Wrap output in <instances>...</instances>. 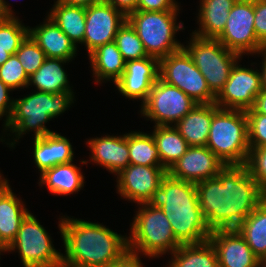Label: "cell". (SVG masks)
Returning a JSON list of instances; mask_svg holds the SVG:
<instances>
[{
  "label": "cell",
  "instance_id": "7",
  "mask_svg": "<svg viewBox=\"0 0 266 267\" xmlns=\"http://www.w3.org/2000/svg\"><path fill=\"white\" fill-rule=\"evenodd\" d=\"M180 11H133L127 21L135 29L147 55L158 60L182 49L183 43L176 37L185 30L179 21Z\"/></svg>",
  "mask_w": 266,
  "mask_h": 267
},
{
  "label": "cell",
  "instance_id": "48",
  "mask_svg": "<svg viewBox=\"0 0 266 267\" xmlns=\"http://www.w3.org/2000/svg\"><path fill=\"white\" fill-rule=\"evenodd\" d=\"M11 56L9 49L0 46V66Z\"/></svg>",
  "mask_w": 266,
  "mask_h": 267
},
{
  "label": "cell",
  "instance_id": "33",
  "mask_svg": "<svg viewBox=\"0 0 266 267\" xmlns=\"http://www.w3.org/2000/svg\"><path fill=\"white\" fill-rule=\"evenodd\" d=\"M28 27L18 16H0V46L15 55L28 35Z\"/></svg>",
  "mask_w": 266,
  "mask_h": 267
},
{
  "label": "cell",
  "instance_id": "29",
  "mask_svg": "<svg viewBox=\"0 0 266 267\" xmlns=\"http://www.w3.org/2000/svg\"><path fill=\"white\" fill-rule=\"evenodd\" d=\"M170 255L165 267H219L216 250L209 240L199 244H181Z\"/></svg>",
  "mask_w": 266,
  "mask_h": 267
},
{
  "label": "cell",
  "instance_id": "28",
  "mask_svg": "<svg viewBox=\"0 0 266 267\" xmlns=\"http://www.w3.org/2000/svg\"><path fill=\"white\" fill-rule=\"evenodd\" d=\"M46 12L68 38L79 48L82 46L85 33L86 8L81 6L66 5L56 2Z\"/></svg>",
  "mask_w": 266,
  "mask_h": 267
},
{
  "label": "cell",
  "instance_id": "49",
  "mask_svg": "<svg viewBox=\"0 0 266 267\" xmlns=\"http://www.w3.org/2000/svg\"><path fill=\"white\" fill-rule=\"evenodd\" d=\"M3 253H7V247L0 241V255H4ZM1 260V256H0Z\"/></svg>",
  "mask_w": 266,
  "mask_h": 267
},
{
  "label": "cell",
  "instance_id": "2",
  "mask_svg": "<svg viewBox=\"0 0 266 267\" xmlns=\"http://www.w3.org/2000/svg\"><path fill=\"white\" fill-rule=\"evenodd\" d=\"M61 215L57 219L65 253L62 267H107L129 251L127 234L100 222Z\"/></svg>",
  "mask_w": 266,
  "mask_h": 267
},
{
  "label": "cell",
  "instance_id": "19",
  "mask_svg": "<svg viewBox=\"0 0 266 267\" xmlns=\"http://www.w3.org/2000/svg\"><path fill=\"white\" fill-rule=\"evenodd\" d=\"M208 240L214 246L219 267H257L259 259L237 229H217Z\"/></svg>",
  "mask_w": 266,
  "mask_h": 267
},
{
  "label": "cell",
  "instance_id": "18",
  "mask_svg": "<svg viewBox=\"0 0 266 267\" xmlns=\"http://www.w3.org/2000/svg\"><path fill=\"white\" fill-rule=\"evenodd\" d=\"M224 167L225 164L207 146H190L167 173L196 184L216 177Z\"/></svg>",
  "mask_w": 266,
  "mask_h": 267
},
{
  "label": "cell",
  "instance_id": "9",
  "mask_svg": "<svg viewBox=\"0 0 266 267\" xmlns=\"http://www.w3.org/2000/svg\"><path fill=\"white\" fill-rule=\"evenodd\" d=\"M53 242L51 234L30 211L7 253L17 252L23 267H62V252Z\"/></svg>",
  "mask_w": 266,
  "mask_h": 267
},
{
  "label": "cell",
  "instance_id": "46",
  "mask_svg": "<svg viewBox=\"0 0 266 267\" xmlns=\"http://www.w3.org/2000/svg\"><path fill=\"white\" fill-rule=\"evenodd\" d=\"M255 56L262 58L261 62L259 63V70L261 73V88L266 89V49L262 52H259Z\"/></svg>",
  "mask_w": 266,
  "mask_h": 267
},
{
  "label": "cell",
  "instance_id": "27",
  "mask_svg": "<svg viewBox=\"0 0 266 267\" xmlns=\"http://www.w3.org/2000/svg\"><path fill=\"white\" fill-rule=\"evenodd\" d=\"M213 117V104H197L174 127L189 146H206Z\"/></svg>",
  "mask_w": 266,
  "mask_h": 267
},
{
  "label": "cell",
  "instance_id": "40",
  "mask_svg": "<svg viewBox=\"0 0 266 267\" xmlns=\"http://www.w3.org/2000/svg\"><path fill=\"white\" fill-rule=\"evenodd\" d=\"M180 4L176 0H138L136 11H180Z\"/></svg>",
  "mask_w": 266,
  "mask_h": 267
},
{
  "label": "cell",
  "instance_id": "34",
  "mask_svg": "<svg viewBox=\"0 0 266 267\" xmlns=\"http://www.w3.org/2000/svg\"><path fill=\"white\" fill-rule=\"evenodd\" d=\"M115 42L125 61L148 57L142 41L127 20L119 28Z\"/></svg>",
  "mask_w": 266,
  "mask_h": 267
},
{
  "label": "cell",
  "instance_id": "4",
  "mask_svg": "<svg viewBox=\"0 0 266 267\" xmlns=\"http://www.w3.org/2000/svg\"><path fill=\"white\" fill-rule=\"evenodd\" d=\"M75 94L74 91L51 94L32 90L22 95L23 98H14L13 110L7 123L2 127L0 142H4L10 149H15L26 133L30 134L29 132L33 131L34 138L54 133L55 131L48 129L46 124L71 108L76 101Z\"/></svg>",
  "mask_w": 266,
  "mask_h": 267
},
{
  "label": "cell",
  "instance_id": "31",
  "mask_svg": "<svg viewBox=\"0 0 266 267\" xmlns=\"http://www.w3.org/2000/svg\"><path fill=\"white\" fill-rule=\"evenodd\" d=\"M236 229L259 260L266 258V198Z\"/></svg>",
  "mask_w": 266,
  "mask_h": 267
},
{
  "label": "cell",
  "instance_id": "22",
  "mask_svg": "<svg viewBox=\"0 0 266 267\" xmlns=\"http://www.w3.org/2000/svg\"><path fill=\"white\" fill-rule=\"evenodd\" d=\"M9 181L5 178L0 183V241L7 248L14 241L23 219L30 212L26 202L13 192Z\"/></svg>",
  "mask_w": 266,
  "mask_h": 267
},
{
  "label": "cell",
  "instance_id": "43",
  "mask_svg": "<svg viewBox=\"0 0 266 267\" xmlns=\"http://www.w3.org/2000/svg\"><path fill=\"white\" fill-rule=\"evenodd\" d=\"M105 2L122 11L126 16L136 11L138 4V0H105Z\"/></svg>",
  "mask_w": 266,
  "mask_h": 267
},
{
  "label": "cell",
  "instance_id": "6",
  "mask_svg": "<svg viewBox=\"0 0 266 267\" xmlns=\"http://www.w3.org/2000/svg\"><path fill=\"white\" fill-rule=\"evenodd\" d=\"M206 146L225 166L246 165L250 152L246 111L219 108L213 103Z\"/></svg>",
  "mask_w": 266,
  "mask_h": 267
},
{
  "label": "cell",
  "instance_id": "15",
  "mask_svg": "<svg viewBox=\"0 0 266 267\" xmlns=\"http://www.w3.org/2000/svg\"><path fill=\"white\" fill-rule=\"evenodd\" d=\"M83 46L89 55L97 47L115 41L127 16L111 4L101 2L86 8Z\"/></svg>",
  "mask_w": 266,
  "mask_h": 267
},
{
  "label": "cell",
  "instance_id": "14",
  "mask_svg": "<svg viewBox=\"0 0 266 267\" xmlns=\"http://www.w3.org/2000/svg\"><path fill=\"white\" fill-rule=\"evenodd\" d=\"M167 174L162 166H143L129 164L122 169L116 179V193L121 199L131 203H147L152 194L160 187Z\"/></svg>",
  "mask_w": 266,
  "mask_h": 267
},
{
  "label": "cell",
  "instance_id": "38",
  "mask_svg": "<svg viewBox=\"0 0 266 267\" xmlns=\"http://www.w3.org/2000/svg\"><path fill=\"white\" fill-rule=\"evenodd\" d=\"M248 121L249 148L266 147V115L246 113Z\"/></svg>",
  "mask_w": 266,
  "mask_h": 267
},
{
  "label": "cell",
  "instance_id": "16",
  "mask_svg": "<svg viewBox=\"0 0 266 267\" xmlns=\"http://www.w3.org/2000/svg\"><path fill=\"white\" fill-rule=\"evenodd\" d=\"M159 78V60L154 57L126 61L122 77L114 84L125 99L141 105L147 100L152 85Z\"/></svg>",
  "mask_w": 266,
  "mask_h": 267
},
{
  "label": "cell",
  "instance_id": "32",
  "mask_svg": "<svg viewBox=\"0 0 266 267\" xmlns=\"http://www.w3.org/2000/svg\"><path fill=\"white\" fill-rule=\"evenodd\" d=\"M148 132L142 130L128 132L130 164L162 166L155 140Z\"/></svg>",
  "mask_w": 266,
  "mask_h": 267
},
{
  "label": "cell",
  "instance_id": "11",
  "mask_svg": "<svg viewBox=\"0 0 266 267\" xmlns=\"http://www.w3.org/2000/svg\"><path fill=\"white\" fill-rule=\"evenodd\" d=\"M197 104L179 88L158 78L147 100L139 105V112L141 118L150 120L153 126H174Z\"/></svg>",
  "mask_w": 266,
  "mask_h": 267
},
{
  "label": "cell",
  "instance_id": "5",
  "mask_svg": "<svg viewBox=\"0 0 266 267\" xmlns=\"http://www.w3.org/2000/svg\"><path fill=\"white\" fill-rule=\"evenodd\" d=\"M128 233L129 251L148 260L173 253L181 243L175 238L169 219L161 208L137 204Z\"/></svg>",
  "mask_w": 266,
  "mask_h": 267
},
{
  "label": "cell",
  "instance_id": "20",
  "mask_svg": "<svg viewBox=\"0 0 266 267\" xmlns=\"http://www.w3.org/2000/svg\"><path fill=\"white\" fill-rule=\"evenodd\" d=\"M32 140L33 163L39 174L58 164L74 161V146L61 133L54 132L46 134L43 137L32 138Z\"/></svg>",
  "mask_w": 266,
  "mask_h": 267
},
{
  "label": "cell",
  "instance_id": "8",
  "mask_svg": "<svg viewBox=\"0 0 266 267\" xmlns=\"http://www.w3.org/2000/svg\"><path fill=\"white\" fill-rule=\"evenodd\" d=\"M183 49L205 77L210 91L216 96L227 82L235 63L242 57L227 49L217 39L201 38L190 33Z\"/></svg>",
  "mask_w": 266,
  "mask_h": 267
},
{
  "label": "cell",
  "instance_id": "23",
  "mask_svg": "<svg viewBox=\"0 0 266 267\" xmlns=\"http://www.w3.org/2000/svg\"><path fill=\"white\" fill-rule=\"evenodd\" d=\"M58 164L39 175V187H46L51 195L70 196L84 188L85 176L75 162Z\"/></svg>",
  "mask_w": 266,
  "mask_h": 267
},
{
  "label": "cell",
  "instance_id": "10",
  "mask_svg": "<svg viewBox=\"0 0 266 267\" xmlns=\"http://www.w3.org/2000/svg\"><path fill=\"white\" fill-rule=\"evenodd\" d=\"M159 78L176 86L198 104L215 103V95L205 77L183 48L159 60Z\"/></svg>",
  "mask_w": 266,
  "mask_h": 267
},
{
  "label": "cell",
  "instance_id": "35",
  "mask_svg": "<svg viewBox=\"0 0 266 267\" xmlns=\"http://www.w3.org/2000/svg\"><path fill=\"white\" fill-rule=\"evenodd\" d=\"M15 55L28 77L34 74L47 58L45 52L37 45L29 34L22 41Z\"/></svg>",
  "mask_w": 266,
  "mask_h": 267
},
{
  "label": "cell",
  "instance_id": "37",
  "mask_svg": "<svg viewBox=\"0 0 266 267\" xmlns=\"http://www.w3.org/2000/svg\"><path fill=\"white\" fill-rule=\"evenodd\" d=\"M246 166L266 197V147L250 149Z\"/></svg>",
  "mask_w": 266,
  "mask_h": 267
},
{
  "label": "cell",
  "instance_id": "25",
  "mask_svg": "<svg viewBox=\"0 0 266 267\" xmlns=\"http://www.w3.org/2000/svg\"><path fill=\"white\" fill-rule=\"evenodd\" d=\"M237 0H199L198 29L192 34L201 38L216 39L223 31L228 15Z\"/></svg>",
  "mask_w": 266,
  "mask_h": 267
},
{
  "label": "cell",
  "instance_id": "39",
  "mask_svg": "<svg viewBox=\"0 0 266 267\" xmlns=\"http://www.w3.org/2000/svg\"><path fill=\"white\" fill-rule=\"evenodd\" d=\"M254 14L255 34L266 46V0H254Z\"/></svg>",
  "mask_w": 266,
  "mask_h": 267
},
{
  "label": "cell",
  "instance_id": "3",
  "mask_svg": "<svg viewBox=\"0 0 266 267\" xmlns=\"http://www.w3.org/2000/svg\"><path fill=\"white\" fill-rule=\"evenodd\" d=\"M147 204L161 208L181 244H199L210 237L212 231L201 213L195 183L167 173Z\"/></svg>",
  "mask_w": 266,
  "mask_h": 267
},
{
  "label": "cell",
  "instance_id": "42",
  "mask_svg": "<svg viewBox=\"0 0 266 267\" xmlns=\"http://www.w3.org/2000/svg\"><path fill=\"white\" fill-rule=\"evenodd\" d=\"M140 256L131 251H127L121 258L110 263L107 267H145Z\"/></svg>",
  "mask_w": 266,
  "mask_h": 267
},
{
  "label": "cell",
  "instance_id": "51",
  "mask_svg": "<svg viewBox=\"0 0 266 267\" xmlns=\"http://www.w3.org/2000/svg\"><path fill=\"white\" fill-rule=\"evenodd\" d=\"M5 179V177L3 176L2 172L0 171V183Z\"/></svg>",
  "mask_w": 266,
  "mask_h": 267
},
{
  "label": "cell",
  "instance_id": "45",
  "mask_svg": "<svg viewBox=\"0 0 266 267\" xmlns=\"http://www.w3.org/2000/svg\"><path fill=\"white\" fill-rule=\"evenodd\" d=\"M56 2L72 6H81L87 8L93 4L105 2V0H55Z\"/></svg>",
  "mask_w": 266,
  "mask_h": 267
},
{
  "label": "cell",
  "instance_id": "47",
  "mask_svg": "<svg viewBox=\"0 0 266 267\" xmlns=\"http://www.w3.org/2000/svg\"><path fill=\"white\" fill-rule=\"evenodd\" d=\"M7 0H0V16H16V13L12 10L11 3Z\"/></svg>",
  "mask_w": 266,
  "mask_h": 267
},
{
  "label": "cell",
  "instance_id": "30",
  "mask_svg": "<svg viewBox=\"0 0 266 267\" xmlns=\"http://www.w3.org/2000/svg\"><path fill=\"white\" fill-rule=\"evenodd\" d=\"M155 140L162 167L168 171L190 147L174 126H153L150 132Z\"/></svg>",
  "mask_w": 266,
  "mask_h": 267
},
{
  "label": "cell",
  "instance_id": "12",
  "mask_svg": "<svg viewBox=\"0 0 266 267\" xmlns=\"http://www.w3.org/2000/svg\"><path fill=\"white\" fill-rule=\"evenodd\" d=\"M254 0H237L229 12L224 31L216 38L232 52L254 56L266 49L254 29Z\"/></svg>",
  "mask_w": 266,
  "mask_h": 267
},
{
  "label": "cell",
  "instance_id": "1",
  "mask_svg": "<svg viewBox=\"0 0 266 267\" xmlns=\"http://www.w3.org/2000/svg\"><path fill=\"white\" fill-rule=\"evenodd\" d=\"M207 226L236 229L266 198L246 165H227L214 178L196 183Z\"/></svg>",
  "mask_w": 266,
  "mask_h": 267
},
{
  "label": "cell",
  "instance_id": "36",
  "mask_svg": "<svg viewBox=\"0 0 266 267\" xmlns=\"http://www.w3.org/2000/svg\"><path fill=\"white\" fill-rule=\"evenodd\" d=\"M0 80L13 91L27 88L29 77L16 55H11L0 66Z\"/></svg>",
  "mask_w": 266,
  "mask_h": 267
},
{
  "label": "cell",
  "instance_id": "13",
  "mask_svg": "<svg viewBox=\"0 0 266 267\" xmlns=\"http://www.w3.org/2000/svg\"><path fill=\"white\" fill-rule=\"evenodd\" d=\"M241 60L242 58L235 63L227 82L215 96V104L219 108L244 111L251 109L257 94L262 89L261 73L256 67L259 66L258 63L252 61L250 67L249 65L242 67Z\"/></svg>",
  "mask_w": 266,
  "mask_h": 267
},
{
  "label": "cell",
  "instance_id": "21",
  "mask_svg": "<svg viewBox=\"0 0 266 267\" xmlns=\"http://www.w3.org/2000/svg\"><path fill=\"white\" fill-rule=\"evenodd\" d=\"M43 21L42 24L28 27V34L45 52L46 57L75 60L79 52L76 45L49 16L46 15Z\"/></svg>",
  "mask_w": 266,
  "mask_h": 267
},
{
  "label": "cell",
  "instance_id": "26",
  "mask_svg": "<svg viewBox=\"0 0 266 267\" xmlns=\"http://www.w3.org/2000/svg\"><path fill=\"white\" fill-rule=\"evenodd\" d=\"M69 62L72 61L46 58L42 66L29 77L27 89L34 87L35 91L51 94L62 91H74L72 89L73 86H70L67 70L64 67Z\"/></svg>",
  "mask_w": 266,
  "mask_h": 267
},
{
  "label": "cell",
  "instance_id": "17",
  "mask_svg": "<svg viewBox=\"0 0 266 267\" xmlns=\"http://www.w3.org/2000/svg\"><path fill=\"white\" fill-rule=\"evenodd\" d=\"M86 138L90 160H81L80 163L88 166L89 163H94L99 167H103L110 174L117 175L122 169L130 164L128 133L125 134H104L101 137Z\"/></svg>",
  "mask_w": 266,
  "mask_h": 267
},
{
  "label": "cell",
  "instance_id": "50",
  "mask_svg": "<svg viewBox=\"0 0 266 267\" xmlns=\"http://www.w3.org/2000/svg\"><path fill=\"white\" fill-rule=\"evenodd\" d=\"M257 267H266V258L259 260Z\"/></svg>",
  "mask_w": 266,
  "mask_h": 267
},
{
  "label": "cell",
  "instance_id": "41",
  "mask_svg": "<svg viewBox=\"0 0 266 267\" xmlns=\"http://www.w3.org/2000/svg\"><path fill=\"white\" fill-rule=\"evenodd\" d=\"M11 91L13 92L0 80V120L4 117L2 126L7 123L13 110L14 98L10 96Z\"/></svg>",
  "mask_w": 266,
  "mask_h": 267
},
{
  "label": "cell",
  "instance_id": "44",
  "mask_svg": "<svg viewBox=\"0 0 266 267\" xmlns=\"http://www.w3.org/2000/svg\"><path fill=\"white\" fill-rule=\"evenodd\" d=\"M246 113H260L266 115V89H261L255 98L254 105Z\"/></svg>",
  "mask_w": 266,
  "mask_h": 267
},
{
  "label": "cell",
  "instance_id": "24",
  "mask_svg": "<svg viewBox=\"0 0 266 267\" xmlns=\"http://www.w3.org/2000/svg\"><path fill=\"white\" fill-rule=\"evenodd\" d=\"M87 56L97 85L111 81L115 84L122 77L126 61L115 41L97 47Z\"/></svg>",
  "mask_w": 266,
  "mask_h": 267
}]
</instances>
